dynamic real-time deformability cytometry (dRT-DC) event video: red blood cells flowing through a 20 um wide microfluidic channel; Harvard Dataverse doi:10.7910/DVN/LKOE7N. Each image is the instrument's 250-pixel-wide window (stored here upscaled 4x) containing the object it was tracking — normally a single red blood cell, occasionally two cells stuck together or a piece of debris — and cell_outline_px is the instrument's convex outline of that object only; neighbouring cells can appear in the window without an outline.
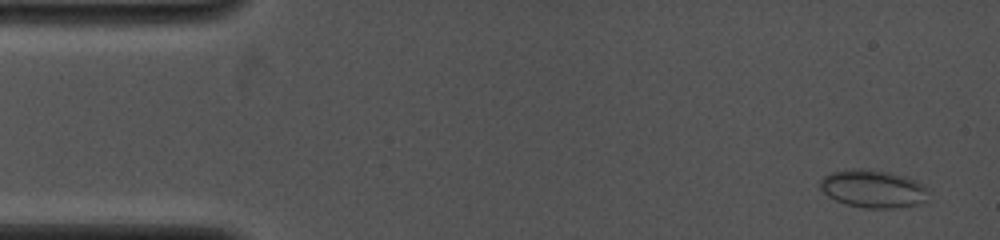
{"species": "common noctule bat (a hibernating species)", "species_latin": "Nyctalus noctula", "temperature_condition": "cold", "stored_images_in_passage": 10, "camera_frame_rate_fps": 4000, "um_per_image_px": 0.085, "animal": {"sex": "female", "body_mass_g": 19.0, "forearm_length_mm": 53.3}, "frame": {"image": 1, "passage_image": 1, "time_ms": 0.0, "image_size_px": [1000, 240], "cell_outline_px": [[928, 192], [924, 200], [916, 204], [896, 208], [868, 208], [848, 204], [836, 200], [828, 196], [820, 188], [820, 180], [824, 176], [832, 172], [852, 168], [864, 168], [888, 172], [908, 176], [924, 184], [928, 188]], "centroid_in_image_um": [74.22, 16.02], "position_along_channel_um": 10.8, "area_um2": 23.87}}